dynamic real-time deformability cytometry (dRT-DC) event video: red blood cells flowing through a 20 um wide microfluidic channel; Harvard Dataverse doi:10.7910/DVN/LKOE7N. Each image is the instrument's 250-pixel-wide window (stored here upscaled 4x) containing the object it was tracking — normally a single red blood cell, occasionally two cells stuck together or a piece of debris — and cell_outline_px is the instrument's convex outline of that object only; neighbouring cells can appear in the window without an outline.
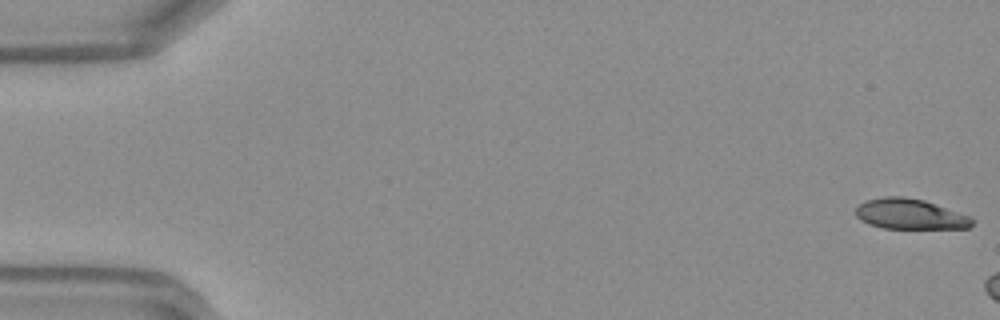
{"species": "Egyptian fruit bat (a non-hibernating species)", "species_latin": "Rousettus aegyptiacus", "temperature_condition": "warm", "stored_images_in_passage": 7, "camera_frame_rate_fps": 3000, "um_per_image_px": 0.085, "frame": {"image": 1, "passage_image": 1, "time_ms": 0.0, "image_size_px": [1000, 320], "cell_outline_px": [[976, 220], [968, 228], [884, 228], [868, 224], [860, 220], [856, 216], [856, 208], [860, 204], [868, 200], [884, 196], [904, 196], [924, 200], [968, 216]], "centroid_in_image_um": [77.33, 18.2], "position_along_channel_um": 7.7, "area_um2": 20.4}}